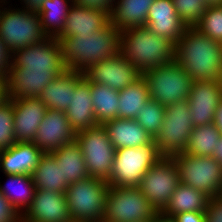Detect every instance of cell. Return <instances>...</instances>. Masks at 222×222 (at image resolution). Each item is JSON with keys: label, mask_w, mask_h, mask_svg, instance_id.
<instances>
[{"label": "cell", "mask_w": 222, "mask_h": 222, "mask_svg": "<svg viewBox=\"0 0 222 222\" xmlns=\"http://www.w3.org/2000/svg\"><path fill=\"white\" fill-rule=\"evenodd\" d=\"M175 61L193 81H219L222 73V44L195 27H186L175 44Z\"/></svg>", "instance_id": "6da1fadb"}, {"label": "cell", "mask_w": 222, "mask_h": 222, "mask_svg": "<svg viewBox=\"0 0 222 222\" xmlns=\"http://www.w3.org/2000/svg\"><path fill=\"white\" fill-rule=\"evenodd\" d=\"M119 54L142 75L157 66L175 61V44L159 37L146 26L121 31Z\"/></svg>", "instance_id": "7a4b0ae2"}, {"label": "cell", "mask_w": 222, "mask_h": 222, "mask_svg": "<svg viewBox=\"0 0 222 222\" xmlns=\"http://www.w3.org/2000/svg\"><path fill=\"white\" fill-rule=\"evenodd\" d=\"M121 30L111 23L93 35L64 37L62 55L67 69L83 72L92 64L119 54Z\"/></svg>", "instance_id": "3957f363"}, {"label": "cell", "mask_w": 222, "mask_h": 222, "mask_svg": "<svg viewBox=\"0 0 222 222\" xmlns=\"http://www.w3.org/2000/svg\"><path fill=\"white\" fill-rule=\"evenodd\" d=\"M164 157L156 143L116 149L109 181L111 187H139L142 177Z\"/></svg>", "instance_id": "277c9868"}, {"label": "cell", "mask_w": 222, "mask_h": 222, "mask_svg": "<svg viewBox=\"0 0 222 222\" xmlns=\"http://www.w3.org/2000/svg\"><path fill=\"white\" fill-rule=\"evenodd\" d=\"M7 7L0 6V38L11 53L47 38L36 12Z\"/></svg>", "instance_id": "5b68a950"}, {"label": "cell", "mask_w": 222, "mask_h": 222, "mask_svg": "<svg viewBox=\"0 0 222 222\" xmlns=\"http://www.w3.org/2000/svg\"><path fill=\"white\" fill-rule=\"evenodd\" d=\"M108 189L106 181L91 176L71 183L65 191L71 219L104 220Z\"/></svg>", "instance_id": "8992f818"}, {"label": "cell", "mask_w": 222, "mask_h": 222, "mask_svg": "<svg viewBox=\"0 0 222 222\" xmlns=\"http://www.w3.org/2000/svg\"><path fill=\"white\" fill-rule=\"evenodd\" d=\"M171 157L179 171L180 183L200 190L210 198L222 197V166L214 157L184 152Z\"/></svg>", "instance_id": "52a82bcc"}, {"label": "cell", "mask_w": 222, "mask_h": 222, "mask_svg": "<svg viewBox=\"0 0 222 222\" xmlns=\"http://www.w3.org/2000/svg\"><path fill=\"white\" fill-rule=\"evenodd\" d=\"M149 86V98L163 106L188 99L193 79L176 61L146 71L142 75Z\"/></svg>", "instance_id": "ba28073f"}, {"label": "cell", "mask_w": 222, "mask_h": 222, "mask_svg": "<svg viewBox=\"0 0 222 222\" xmlns=\"http://www.w3.org/2000/svg\"><path fill=\"white\" fill-rule=\"evenodd\" d=\"M89 176L109 181L116 149L108 138L103 124L76 132Z\"/></svg>", "instance_id": "9c48e42d"}, {"label": "cell", "mask_w": 222, "mask_h": 222, "mask_svg": "<svg viewBox=\"0 0 222 222\" xmlns=\"http://www.w3.org/2000/svg\"><path fill=\"white\" fill-rule=\"evenodd\" d=\"M156 213L139 187L109 186L105 221L150 222Z\"/></svg>", "instance_id": "30bf717a"}, {"label": "cell", "mask_w": 222, "mask_h": 222, "mask_svg": "<svg viewBox=\"0 0 222 222\" xmlns=\"http://www.w3.org/2000/svg\"><path fill=\"white\" fill-rule=\"evenodd\" d=\"M193 128L188 99L176 101L166 106L163 123L154 142L163 156L171 157L185 151Z\"/></svg>", "instance_id": "8fae6325"}, {"label": "cell", "mask_w": 222, "mask_h": 222, "mask_svg": "<svg viewBox=\"0 0 222 222\" xmlns=\"http://www.w3.org/2000/svg\"><path fill=\"white\" fill-rule=\"evenodd\" d=\"M179 184V171L173 158L164 156L148 169L139 188L152 207L161 212Z\"/></svg>", "instance_id": "7c38bea8"}, {"label": "cell", "mask_w": 222, "mask_h": 222, "mask_svg": "<svg viewBox=\"0 0 222 222\" xmlns=\"http://www.w3.org/2000/svg\"><path fill=\"white\" fill-rule=\"evenodd\" d=\"M9 68L52 72L56 77L66 70L61 42L47 37L40 43L23 47L12 53Z\"/></svg>", "instance_id": "4fadbf2b"}, {"label": "cell", "mask_w": 222, "mask_h": 222, "mask_svg": "<svg viewBox=\"0 0 222 222\" xmlns=\"http://www.w3.org/2000/svg\"><path fill=\"white\" fill-rule=\"evenodd\" d=\"M82 73L89 82L105 85L117 91H121L142 76L120 54L92 64Z\"/></svg>", "instance_id": "5bb4252c"}, {"label": "cell", "mask_w": 222, "mask_h": 222, "mask_svg": "<svg viewBox=\"0 0 222 222\" xmlns=\"http://www.w3.org/2000/svg\"><path fill=\"white\" fill-rule=\"evenodd\" d=\"M74 140L76 132L71 127L65 112L47 109L33 143L44 153H50Z\"/></svg>", "instance_id": "9a60e30c"}, {"label": "cell", "mask_w": 222, "mask_h": 222, "mask_svg": "<svg viewBox=\"0 0 222 222\" xmlns=\"http://www.w3.org/2000/svg\"><path fill=\"white\" fill-rule=\"evenodd\" d=\"M221 100L219 81H193L188 105L194 127L213 123L216 108Z\"/></svg>", "instance_id": "2e32d148"}, {"label": "cell", "mask_w": 222, "mask_h": 222, "mask_svg": "<svg viewBox=\"0 0 222 222\" xmlns=\"http://www.w3.org/2000/svg\"><path fill=\"white\" fill-rule=\"evenodd\" d=\"M65 193L36 189L33 201L21 215V222H69Z\"/></svg>", "instance_id": "e0dca14e"}, {"label": "cell", "mask_w": 222, "mask_h": 222, "mask_svg": "<svg viewBox=\"0 0 222 222\" xmlns=\"http://www.w3.org/2000/svg\"><path fill=\"white\" fill-rule=\"evenodd\" d=\"M14 106V132L16 142H33L47 106L38 98L12 99Z\"/></svg>", "instance_id": "ac0fdd59"}, {"label": "cell", "mask_w": 222, "mask_h": 222, "mask_svg": "<svg viewBox=\"0 0 222 222\" xmlns=\"http://www.w3.org/2000/svg\"><path fill=\"white\" fill-rule=\"evenodd\" d=\"M146 27L157 36L176 44L186 25L177 15L172 0H155L148 11Z\"/></svg>", "instance_id": "d6986e66"}, {"label": "cell", "mask_w": 222, "mask_h": 222, "mask_svg": "<svg viewBox=\"0 0 222 222\" xmlns=\"http://www.w3.org/2000/svg\"><path fill=\"white\" fill-rule=\"evenodd\" d=\"M110 24V15L98 9H90L72 4L65 19L64 28L56 37L61 41L64 37L76 35H93L96 31Z\"/></svg>", "instance_id": "ffe728a7"}, {"label": "cell", "mask_w": 222, "mask_h": 222, "mask_svg": "<svg viewBox=\"0 0 222 222\" xmlns=\"http://www.w3.org/2000/svg\"><path fill=\"white\" fill-rule=\"evenodd\" d=\"M55 78L52 72L9 68L8 97L9 99L39 97L42 90Z\"/></svg>", "instance_id": "44dd1931"}, {"label": "cell", "mask_w": 222, "mask_h": 222, "mask_svg": "<svg viewBox=\"0 0 222 222\" xmlns=\"http://www.w3.org/2000/svg\"><path fill=\"white\" fill-rule=\"evenodd\" d=\"M43 153L33 142H16L2 150L0 170L5 175H32Z\"/></svg>", "instance_id": "7402d4cb"}, {"label": "cell", "mask_w": 222, "mask_h": 222, "mask_svg": "<svg viewBox=\"0 0 222 222\" xmlns=\"http://www.w3.org/2000/svg\"><path fill=\"white\" fill-rule=\"evenodd\" d=\"M65 114L75 132L98 124L90 93V82L84 76L76 82L71 104L67 107Z\"/></svg>", "instance_id": "603a6c76"}, {"label": "cell", "mask_w": 222, "mask_h": 222, "mask_svg": "<svg viewBox=\"0 0 222 222\" xmlns=\"http://www.w3.org/2000/svg\"><path fill=\"white\" fill-rule=\"evenodd\" d=\"M115 149L137 148L154 143L151 135L135 119L115 118L103 123Z\"/></svg>", "instance_id": "cb8c5ba5"}, {"label": "cell", "mask_w": 222, "mask_h": 222, "mask_svg": "<svg viewBox=\"0 0 222 222\" xmlns=\"http://www.w3.org/2000/svg\"><path fill=\"white\" fill-rule=\"evenodd\" d=\"M82 76L83 73L79 71L67 69L62 75L50 81L38 98L47 106V109L65 112L71 104L76 82Z\"/></svg>", "instance_id": "d4e9b609"}, {"label": "cell", "mask_w": 222, "mask_h": 222, "mask_svg": "<svg viewBox=\"0 0 222 222\" xmlns=\"http://www.w3.org/2000/svg\"><path fill=\"white\" fill-rule=\"evenodd\" d=\"M50 153L56 159L57 166L61 167L62 181L68 186L89 177L82 149L76 140Z\"/></svg>", "instance_id": "484cf974"}, {"label": "cell", "mask_w": 222, "mask_h": 222, "mask_svg": "<svg viewBox=\"0 0 222 222\" xmlns=\"http://www.w3.org/2000/svg\"><path fill=\"white\" fill-rule=\"evenodd\" d=\"M155 0H115L110 23L118 30L146 26L147 14Z\"/></svg>", "instance_id": "4316f807"}, {"label": "cell", "mask_w": 222, "mask_h": 222, "mask_svg": "<svg viewBox=\"0 0 222 222\" xmlns=\"http://www.w3.org/2000/svg\"><path fill=\"white\" fill-rule=\"evenodd\" d=\"M209 199L204 192L180 183L161 213L170 217L182 212L205 213Z\"/></svg>", "instance_id": "83f0119b"}, {"label": "cell", "mask_w": 222, "mask_h": 222, "mask_svg": "<svg viewBox=\"0 0 222 222\" xmlns=\"http://www.w3.org/2000/svg\"><path fill=\"white\" fill-rule=\"evenodd\" d=\"M6 184H0V192L5 196L15 210L22 215L31 205L36 187L32 175L7 174Z\"/></svg>", "instance_id": "f1b7e54d"}, {"label": "cell", "mask_w": 222, "mask_h": 222, "mask_svg": "<svg viewBox=\"0 0 222 222\" xmlns=\"http://www.w3.org/2000/svg\"><path fill=\"white\" fill-rule=\"evenodd\" d=\"M149 99V86L146 79L141 76L119 91L118 118L135 119Z\"/></svg>", "instance_id": "f546056e"}, {"label": "cell", "mask_w": 222, "mask_h": 222, "mask_svg": "<svg viewBox=\"0 0 222 222\" xmlns=\"http://www.w3.org/2000/svg\"><path fill=\"white\" fill-rule=\"evenodd\" d=\"M73 0H45L36 12L41 19V28L50 38H56L64 28L65 19Z\"/></svg>", "instance_id": "4dcf8cb0"}, {"label": "cell", "mask_w": 222, "mask_h": 222, "mask_svg": "<svg viewBox=\"0 0 222 222\" xmlns=\"http://www.w3.org/2000/svg\"><path fill=\"white\" fill-rule=\"evenodd\" d=\"M36 189L65 193L68 185L62 181L61 167L51 153H43L39 164L32 173Z\"/></svg>", "instance_id": "1f68e13d"}, {"label": "cell", "mask_w": 222, "mask_h": 222, "mask_svg": "<svg viewBox=\"0 0 222 222\" xmlns=\"http://www.w3.org/2000/svg\"><path fill=\"white\" fill-rule=\"evenodd\" d=\"M90 93L98 124L118 118L119 91L90 82Z\"/></svg>", "instance_id": "d6a6232c"}, {"label": "cell", "mask_w": 222, "mask_h": 222, "mask_svg": "<svg viewBox=\"0 0 222 222\" xmlns=\"http://www.w3.org/2000/svg\"><path fill=\"white\" fill-rule=\"evenodd\" d=\"M221 135L214 123L194 127L184 153L194 156H213Z\"/></svg>", "instance_id": "836d02e7"}, {"label": "cell", "mask_w": 222, "mask_h": 222, "mask_svg": "<svg viewBox=\"0 0 222 222\" xmlns=\"http://www.w3.org/2000/svg\"><path fill=\"white\" fill-rule=\"evenodd\" d=\"M165 109V106L153 99H149L135 117L137 123H139L153 139L156 137L162 126Z\"/></svg>", "instance_id": "e575fe53"}, {"label": "cell", "mask_w": 222, "mask_h": 222, "mask_svg": "<svg viewBox=\"0 0 222 222\" xmlns=\"http://www.w3.org/2000/svg\"><path fill=\"white\" fill-rule=\"evenodd\" d=\"M194 27L208 38L222 44V3L208 5Z\"/></svg>", "instance_id": "d590c367"}, {"label": "cell", "mask_w": 222, "mask_h": 222, "mask_svg": "<svg viewBox=\"0 0 222 222\" xmlns=\"http://www.w3.org/2000/svg\"><path fill=\"white\" fill-rule=\"evenodd\" d=\"M172 3L186 27H194L209 5L205 0H172Z\"/></svg>", "instance_id": "8d00e7d4"}, {"label": "cell", "mask_w": 222, "mask_h": 222, "mask_svg": "<svg viewBox=\"0 0 222 222\" xmlns=\"http://www.w3.org/2000/svg\"><path fill=\"white\" fill-rule=\"evenodd\" d=\"M14 106L12 99L0 105V149L6 150L16 143L14 132Z\"/></svg>", "instance_id": "74e56055"}, {"label": "cell", "mask_w": 222, "mask_h": 222, "mask_svg": "<svg viewBox=\"0 0 222 222\" xmlns=\"http://www.w3.org/2000/svg\"><path fill=\"white\" fill-rule=\"evenodd\" d=\"M0 222H21V215L0 192Z\"/></svg>", "instance_id": "f35d334b"}, {"label": "cell", "mask_w": 222, "mask_h": 222, "mask_svg": "<svg viewBox=\"0 0 222 222\" xmlns=\"http://www.w3.org/2000/svg\"><path fill=\"white\" fill-rule=\"evenodd\" d=\"M205 218L206 222H222V197L209 199Z\"/></svg>", "instance_id": "ab89813d"}, {"label": "cell", "mask_w": 222, "mask_h": 222, "mask_svg": "<svg viewBox=\"0 0 222 222\" xmlns=\"http://www.w3.org/2000/svg\"><path fill=\"white\" fill-rule=\"evenodd\" d=\"M115 0H73V3L90 9H98L111 14Z\"/></svg>", "instance_id": "60d3db41"}, {"label": "cell", "mask_w": 222, "mask_h": 222, "mask_svg": "<svg viewBox=\"0 0 222 222\" xmlns=\"http://www.w3.org/2000/svg\"><path fill=\"white\" fill-rule=\"evenodd\" d=\"M11 55L8 47L0 38V75H7L11 64Z\"/></svg>", "instance_id": "b9f144b4"}, {"label": "cell", "mask_w": 222, "mask_h": 222, "mask_svg": "<svg viewBox=\"0 0 222 222\" xmlns=\"http://www.w3.org/2000/svg\"><path fill=\"white\" fill-rule=\"evenodd\" d=\"M176 222H206L203 212H182L173 216Z\"/></svg>", "instance_id": "7bdbcfd3"}, {"label": "cell", "mask_w": 222, "mask_h": 222, "mask_svg": "<svg viewBox=\"0 0 222 222\" xmlns=\"http://www.w3.org/2000/svg\"><path fill=\"white\" fill-rule=\"evenodd\" d=\"M20 1H21L20 4L23 5L22 9L32 12H37L45 0H20Z\"/></svg>", "instance_id": "ee69618b"}, {"label": "cell", "mask_w": 222, "mask_h": 222, "mask_svg": "<svg viewBox=\"0 0 222 222\" xmlns=\"http://www.w3.org/2000/svg\"><path fill=\"white\" fill-rule=\"evenodd\" d=\"M8 99L7 75H0V105Z\"/></svg>", "instance_id": "f6af8a7d"}, {"label": "cell", "mask_w": 222, "mask_h": 222, "mask_svg": "<svg viewBox=\"0 0 222 222\" xmlns=\"http://www.w3.org/2000/svg\"><path fill=\"white\" fill-rule=\"evenodd\" d=\"M213 123L222 134V100L218 103V106L216 108Z\"/></svg>", "instance_id": "bcb514c9"}, {"label": "cell", "mask_w": 222, "mask_h": 222, "mask_svg": "<svg viewBox=\"0 0 222 222\" xmlns=\"http://www.w3.org/2000/svg\"><path fill=\"white\" fill-rule=\"evenodd\" d=\"M214 159L221 164L222 166V135L219 139V141H217V147L215 148V151L213 153Z\"/></svg>", "instance_id": "7dc6e473"}, {"label": "cell", "mask_w": 222, "mask_h": 222, "mask_svg": "<svg viewBox=\"0 0 222 222\" xmlns=\"http://www.w3.org/2000/svg\"><path fill=\"white\" fill-rule=\"evenodd\" d=\"M151 222H176V221L173 217L166 216V215L162 214L161 212H157L153 216Z\"/></svg>", "instance_id": "c3c4849f"}, {"label": "cell", "mask_w": 222, "mask_h": 222, "mask_svg": "<svg viewBox=\"0 0 222 222\" xmlns=\"http://www.w3.org/2000/svg\"><path fill=\"white\" fill-rule=\"evenodd\" d=\"M209 5L212 4H221L222 0H205Z\"/></svg>", "instance_id": "681fc988"}, {"label": "cell", "mask_w": 222, "mask_h": 222, "mask_svg": "<svg viewBox=\"0 0 222 222\" xmlns=\"http://www.w3.org/2000/svg\"><path fill=\"white\" fill-rule=\"evenodd\" d=\"M69 222H92V221L71 219Z\"/></svg>", "instance_id": "f907efd6"}, {"label": "cell", "mask_w": 222, "mask_h": 222, "mask_svg": "<svg viewBox=\"0 0 222 222\" xmlns=\"http://www.w3.org/2000/svg\"><path fill=\"white\" fill-rule=\"evenodd\" d=\"M3 3V4H2ZM7 3H9V1L7 2V0H0V6H4V5H6Z\"/></svg>", "instance_id": "816d5d0a"}, {"label": "cell", "mask_w": 222, "mask_h": 222, "mask_svg": "<svg viewBox=\"0 0 222 222\" xmlns=\"http://www.w3.org/2000/svg\"><path fill=\"white\" fill-rule=\"evenodd\" d=\"M220 85H221V90H222V73H221V77L219 79Z\"/></svg>", "instance_id": "f5cc1de1"}, {"label": "cell", "mask_w": 222, "mask_h": 222, "mask_svg": "<svg viewBox=\"0 0 222 222\" xmlns=\"http://www.w3.org/2000/svg\"><path fill=\"white\" fill-rule=\"evenodd\" d=\"M1 152H2V150L0 149V163H1Z\"/></svg>", "instance_id": "db71d44e"}]
</instances>
